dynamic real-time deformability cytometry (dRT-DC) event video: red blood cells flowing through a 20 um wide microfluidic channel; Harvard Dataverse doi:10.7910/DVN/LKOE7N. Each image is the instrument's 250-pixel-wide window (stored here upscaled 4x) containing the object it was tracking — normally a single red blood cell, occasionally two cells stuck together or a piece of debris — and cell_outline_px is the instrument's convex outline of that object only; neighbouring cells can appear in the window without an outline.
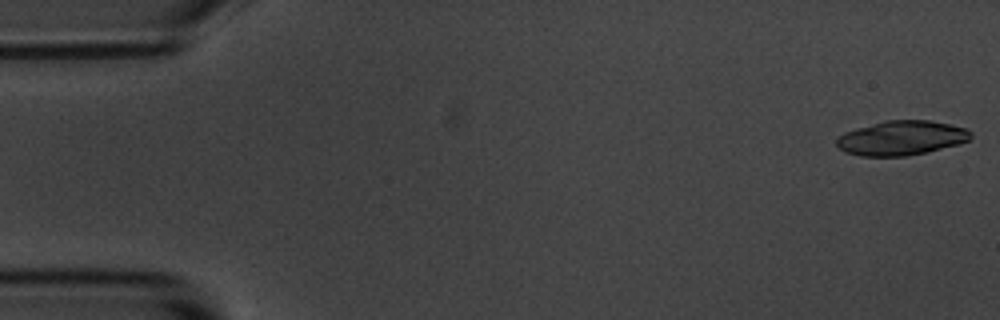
{"species": "common noctule bat (a hibernating species)", "species_latin": "Nyctalus noctula", "temperature_condition": "room temperature", "stored_images_in_passage": 5, "camera_frame_rate_fps": 3000, "um_per_image_px": 0.085, "animal": {"sex": "male", "body_mass_g": 20.1, "forearm_length_mm": 53.5}, "frame": {"image": 1, "passage_image": 1, "time_ms": 0.0, "image_size_px": [1000, 320], "cell_outline_px": [[972, 136], [968, 140], [956, 144], [928, 152], [904, 156], [860, 156], [844, 152], [836, 144], [836, 140], [844, 132], [856, 128], [884, 120], [928, 120], [968, 128], [972, 132]], "centroid_in_image_um": [76.61, 11.72], "position_along_channel_um": 8.4, "area_um2": 26.93}}